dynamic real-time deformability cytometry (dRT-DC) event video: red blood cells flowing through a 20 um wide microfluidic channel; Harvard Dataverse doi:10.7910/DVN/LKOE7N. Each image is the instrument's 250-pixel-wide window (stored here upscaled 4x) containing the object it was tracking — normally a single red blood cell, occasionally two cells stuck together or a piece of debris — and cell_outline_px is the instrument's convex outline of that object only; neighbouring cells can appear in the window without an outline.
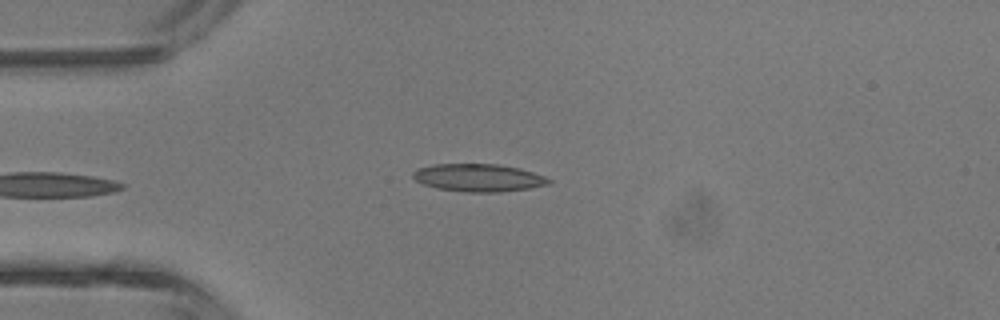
{"species": "common noctule bat (a hibernating species)", "species_latin": "Nyctalus noctula", "temperature_condition": "room temperature", "stored_images_in_passage": 3, "camera_frame_rate_fps": 3000, "um_per_image_px": 0.085, "animal": {"sex": "male", "body_mass_g": 13.3}, "frame": {"image": 1, "passage_image": 3, "time_ms": 3.0, "image_size_px": [1000, 320], "cell_outline_px": [[552, 180], [548, 184], [528, 188], [500, 192], [468, 192], [436, 188], [424, 184], [416, 180], [412, 176], [412, 172], [416, 168], [432, 164], [500, 164], [520, 168], [544, 176]], "centroid_in_image_um": [40.64, 15.09], "position_along_channel_um": 44.4, "area_um2": 21.91}}